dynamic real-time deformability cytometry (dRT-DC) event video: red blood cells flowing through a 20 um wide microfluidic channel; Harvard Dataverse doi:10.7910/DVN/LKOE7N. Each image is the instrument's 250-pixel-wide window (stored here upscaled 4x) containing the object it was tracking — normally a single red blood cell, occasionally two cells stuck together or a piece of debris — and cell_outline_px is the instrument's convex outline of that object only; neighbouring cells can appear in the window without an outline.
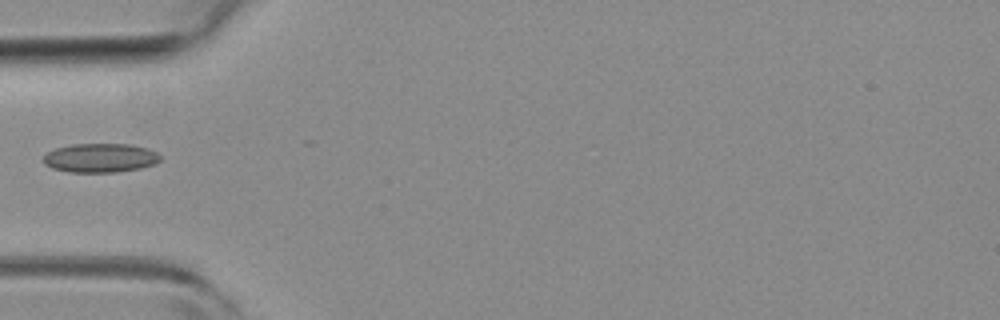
{"species": "common noctule bat (a hibernating species)", "species_latin": "Nyctalus noctula", "temperature_condition": "room temperature", "stored_images_in_passage": 6, "camera_frame_rate_fps": 3000, "um_per_image_px": 0.085, "animal": {"sex": "female", "body_mass_g": 19.3, "forearm_length_mm": 54.1}, "frame": {"image": 1, "passage_image": 5, "time_ms": 1.333, "image_size_px": [1000, 320], "cell_outline_px": [[160, 160], [156, 164], [140, 168], [116, 172], [68, 172], [52, 168], [44, 164], [44, 156], [48, 152], [56, 148], [72, 144], [128, 144], [148, 148], [156, 152], [160, 156]], "centroid_in_image_um": [8.53, 13.42], "position_along_channel_um": 76.5, "area_um2": 19.77}}
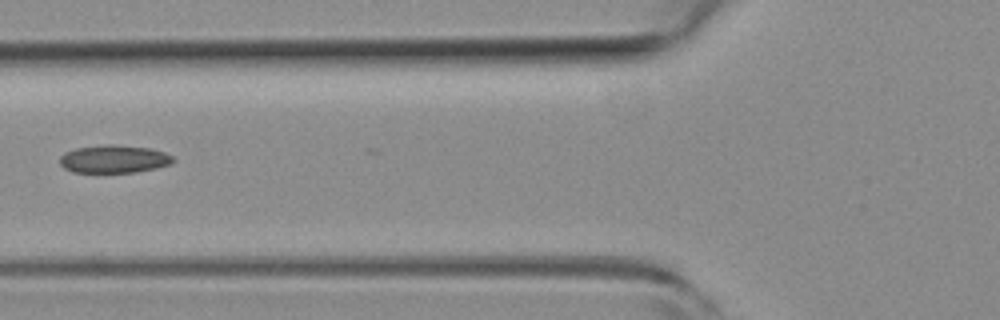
{"frame": {"image": 2, "passage_image": 6, "time_ms": 1.667, "image_size_px": [1000, 320], "cell_outline_px": [[176, 160], [172, 164], [156, 168], [136, 172], [72, 172], [64, 168], [60, 164], [60, 156], [64, 152], [76, 148], [104, 144], [112, 144], [152, 148], [164, 152], [172, 156]], "centroid_in_image_um": [9.7, 13.51], "position_along_channel_um": 116.1, "area_um2": 18.61}}